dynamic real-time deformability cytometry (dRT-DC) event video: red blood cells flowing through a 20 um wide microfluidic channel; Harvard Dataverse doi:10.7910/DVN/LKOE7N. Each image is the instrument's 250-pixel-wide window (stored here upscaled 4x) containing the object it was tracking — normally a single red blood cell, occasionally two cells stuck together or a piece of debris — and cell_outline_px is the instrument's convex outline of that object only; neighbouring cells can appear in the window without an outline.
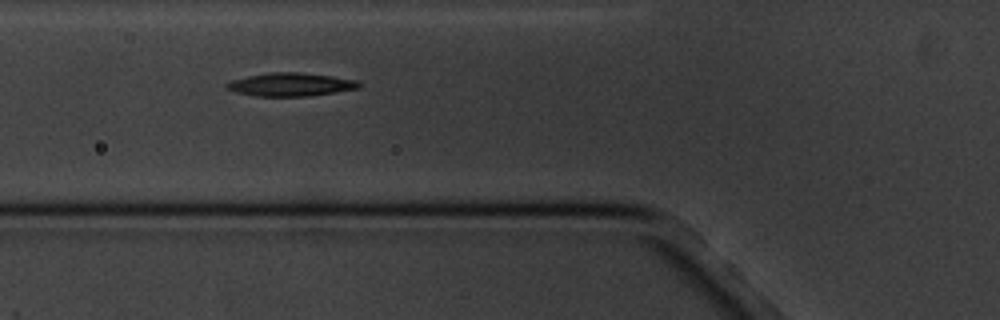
{"species": "common noctule bat (a hibernating species)", "species_latin": "Nyctalus noctula", "temperature_condition": "cold", "stored_images_in_passage": 5, "camera_frame_rate_fps": 3000, "um_per_image_px": 0.085, "animal": {"sex": "male", "body_mass_g": 20.1, "forearm_length_mm": 53.5}, "frame": {"image": 1, "passage_image": 3, "time_ms": 2.333, "image_size_px": [1000, 320], "cell_outline_px": [[364, 84], [360, 88], [308, 96], [256, 96], [236, 92], [228, 88], [224, 84], [232, 80], [248, 76], [272, 72], [300, 72], [332, 76], [356, 80]], "centroid_in_image_um": [24.75, 7.18], "position_along_channel_um": 101.1, "area_um2": 17.86}}
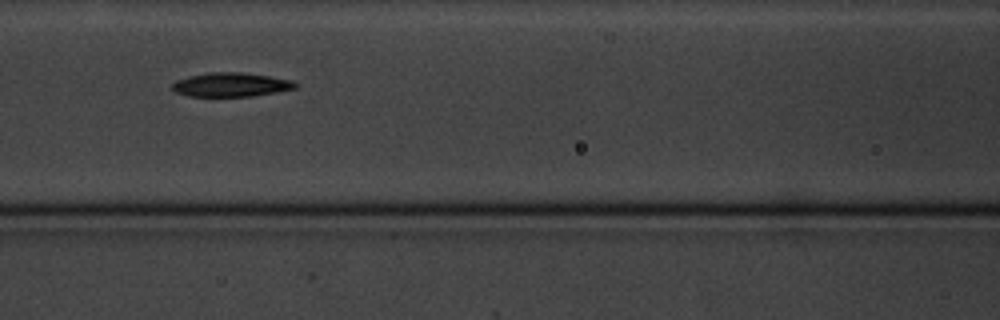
{"frame": {"image": 2, "passage_image": 4, "time_ms": 3.667, "image_size_px": [1000, 320], "cell_outline_px": [[300, 84], [296, 88], [276, 92], [252, 96], [188, 96], [176, 92], [172, 88], [172, 84], [176, 80], [208, 72], [240, 72], [296, 80]], "centroid_in_image_um": [19.69, 7.19], "position_along_channel_um": 146.9, "area_um2": 17.22}}
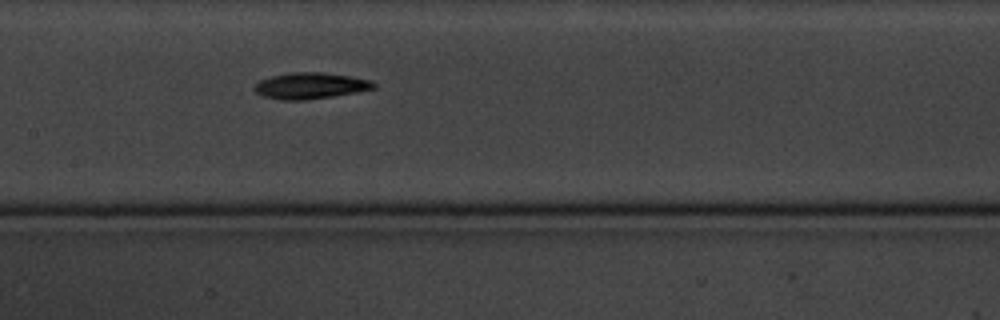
{"frame": {"image": 3, "passage_image": 5, "time_ms": 4.667, "image_size_px": [1000, 320], "cell_outline_px": [[376, 88], [356, 92], [332, 96], [304, 100], [280, 100], [264, 96], [256, 92], [252, 88], [260, 80], [272, 76], [292, 72], [324, 72], [372, 80], [376, 84]], "centroid_in_image_um": [26.38, 7.28], "position_along_channel_um": 181.0, "area_um2": 18.15}}